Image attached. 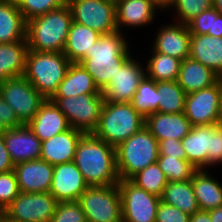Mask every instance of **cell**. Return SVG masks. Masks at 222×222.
Listing matches in <instances>:
<instances>
[{
    "instance_id": "6da1fadb",
    "label": "cell",
    "mask_w": 222,
    "mask_h": 222,
    "mask_svg": "<svg viewBox=\"0 0 222 222\" xmlns=\"http://www.w3.org/2000/svg\"><path fill=\"white\" fill-rule=\"evenodd\" d=\"M73 162L89 187L119 183L116 148L95 137L92 133L84 134L77 143Z\"/></svg>"
},
{
    "instance_id": "7a4b0ae2",
    "label": "cell",
    "mask_w": 222,
    "mask_h": 222,
    "mask_svg": "<svg viewBox=\"0 0 222 222\" xmlns=\"http://www.w3.org/2000/svg\"><path fill=\"white\" fill-rule=\"evenodd\" d=\"M120 31L102 34L93 44L80 64L93 77L95 85L102 91L115 76L117 70L131 56L128 43Z\"/></svg>"
},
{
    "instance_id": "3957f363",
    "label": "cell",
    "mask_w": 222,
    "mask_h": 222,
    "mask_svg": "<svg viewBox=\"0 0 222 222\" xmlns=\"http://www.w3.org/2000/svg\"><path fill=\"white\" fill-rule=\"evenodd\" d=\"M72 12L66 3L62 7L27 21L26 40L28 49L39 52H63Z\"/></svg>"
},
{
    "instance_id": "277c9868",
    "label": "cell",
    "mask_w": 222,
    "mask_h": 222,
    "mask_svg": "<svg viewBox=\"0 0 222 222\" xmlns=\"http://www.w3.org/2000/svg\"><path fill=\"white\" fill-rule=\"evenodd\" d=\"M145 126V119L131 102H104L99 123L92 133L116 148Z\"/></svg>"
},
{
    "instance_id": "5b68a950",
    "label": "cell",
    "mask_w": 222,
    "mask_h": 222,
    "mask_svg": "<svg viewBox=\"0 0 222 222\" xmlns=\"http://www.w3.org/2000/svg\"><path fill=\"white\" fill-rule=\"evenodd\" d=\"M70 64L63 52L28 50L23 76L45 99H51L63 81Z\"/></svg>"
},
{
    "instance_id": "8992f818",
    "label": "cell",
    "mask_w": 222,
    "mask_h": 222,
    "mask_svg": "<svg viewBox=\"0 0 222 222\" xmlns=\"http://www.w3.org/2000/svg\"><path fill=\"white\" fill-rule=\"evenodd\" d=\"M157 139L144 126L116 147V168L120 180H130L139 171L157 161Z\"/></svg>"
},
{
    "instance_id": "52a82bcc",
    "label": "cell",
    "mask_w": 222,
    "mask_h": 222,
    "mask_svg": "<svg viewBox=\"0 0 222 222\" xmlns=\"http://www.w3.org/2000/svg\"><path fill=\"white\" fill-rule=\"evenodd\" d=\"M78 202L87 222H122V200L117 184L90 186Z\"/></svg>"
},
{
    "instance_id": "ba28073f",
    "label": "cell",
    "mask_w": 222,
    "mask_h": 222,
    "mask_svg": "<svg viewBox=\"0 0 222 222\" xmlns=\"http://www.w3.org/2000/svg\"><path fill=\"white\" fill-rule=\"evenodd\" d=\"M51 100L66 116L70 127L85 134L93 133L97 128L105 102L102 94L52 97Z\"/></svg>"
},
{
    "instance_id": "9c48e42d",
    "label": "cell",
    "mask_w": 222,
    "mask_h": 222,
    "mask_svg": "<svg viewBox=\"0 0 222 222\" xmlns=\"http://www.w3.org/2000/svg\"><path fill=\"white\" fill-rule=\"evenodd\" d=\"M2 99L14 110L22 124H28L46 100L22 75L0 83Z\"/></svg>"
},
{
    "instance_id": "30bf717a",
    "label": "cell",
    "mask_w": 222,
    "mask_h": 222,
    "mask_svg": "<svg viewBox=\"0 0 222 222\" xmlns=\"http://www.w3.org/2000/svg\"><path fill=\"white\" fill-rule=\"evenodd\" d=\"M74 22L100 34L117 31L116 2L113 0H67Z\"/></svg>"
},
{
    "instance_id": "8fae6325",
    "label": "cell",
    "mask_w": 222,
    "mask_h": 222,
    "mask_svg": "<svg viewBox=\"0 0 222 222\" xmlns=\"http://www.w3.org/2000/svg\"><path fill=\"white\" fill-rule=\"evenodd\" d=\"M122 200V222H155L160 197L139 188L131 180L117 184Z\"/></svg>"
},
{
    "instance_id": "7c38bea8",
    "label": "cell",
    "mask_w": 222,
    "mask_h": 222,
    "mask_svg": "<svg viewBox=\"0 0 222 222\" xmlns=\"http://www.w3.org/2000/svg\"><path fill=\"white\" fill-rule=\"evenodd\" d=\"M57 204L50 192H20L4 211L14 222H51Z\"/></svg>"
},
{
    "instance_id": "4fadbf2b",
    "label": "cell",
    "mask_w": 222,
    "mask_h": 222,
    "mask_svg": "<svg viewBox=\"0 0 222 222\" xmlns=\"http://www.w3.org/2000/svg\"><path fill=\"white\" fill-rule=\"evenodd\" d=\"M222 78L214 85L186 94L184 114L192 126L218 124Z\"/></svg>"
},
{
    "instance_id": "5bb4252c",
    "label": "cell",
    "mask_w": 222,
    "mask_h": 222,
    "mask_svg": "<svg viewBox=\"0 0 222 222\" xmlns=\"http://www.w3.org/2000/svg\"><path fill=\"white\" fill-rule=\"evenodd\" d=\"M129 57L110 83L101 91L105 102H131L140 81L146 75L142 65Z\"/></svg>"
},
{
    "instance_id": "9a60e30c",
    "label": "cell",
    "mask_w": 222,
    "mask_h": 222,
    "mask_svg": "<svg viewBox=\"0 0 222 222\" xmlns=\"http://www.w3.org/2000/svg\"><path fill=\"white\" fill-rule=\"evenodd\" d=\"M89 187L75 163L53 166V177L49 192L58 202L78 201Z\"/></svg>"
},
{
    "instance_id": "2e32d148",
    "label": "cell",
    "mask_w": 222,
    "mask_h": 222,
    "mask_svg": "<svg viewBox=\"0 0 222 222\" xmlns=\"http://www.w3.org/2000/svg\"><path fill=\"white\" fill-rule=\"evenodd\" d=\"M2 135L14 165L40 159L42 141L28 125L9 128Z\"/></svg>"
},
{
    "instance_id": "e0dca14e",
    "label": "cell",
    "mask_w": 222,
    "mask_h": 222,
    "mask_svg": "<svg viewBox=\"0 0 222 222\" xmlns=\"http://www.w3.org/2000/svg\"><path fill=\"white\" fill-rule=\"evenodd\" d=\"M20 192L38 193L49 192L53 165L45 160H30L14 165Z\"/></svg>"
},
{
    "instance_id": "ac0fdd59",
    "label": "cell",
    "mask_w": 222,
    "mask_h": 222,
    "mask_svg": "<svg viewBox=\"0 0 222 222\" xmlns=\"http://www.w3.org/2000/svg\"><path fill=\"white\" fill-rule=\"evenodd\" d=\"M190 39L187 24H169L158 31L153 50L158 53L176 57L180 60L190 57Z\"/></svg>"
},
{
    "instance_id": "d6986e66",
    "label": "cell",
    "mask_w": 222,
    "mask_h": 222,
    "mask_svg": "<svg viewBox=\"0 0 222 222\" xmlns=\"http://www.w3.org/2000/svg\"><path fill=\"white\" fill-rule=\"evenodd\" d=\"M84 134V132L70 127L68 130L42 141L40 159L53 166L72 162L77 143Z\"/></svg>"
},
{
    "instance_id": "ffe728a7",
    "label": "cell",
    "mask_w": 222,
    "mask_h": 222,
    "mask_svg": "<svg viewBox=\"0 0 222 222\" xmlns=\"http://www.w3.org/2000/svg\"><path fill=\"white\" fill-rule=\"evenodd\" d=\"M219 126V124L192 126L190 132L181 140L187 160L197 170L207 167V156L212 152L213 132Z\"/></svg>"
},
{
    "instance_id": "44dd1931",
    "label": "cell",
    "mask_w": 222,
    "mask_h": 222,
    "mask_svg": "<svg viewBox=\"0 0 222 222\" xmlns=\"http://www.w3.org/2000/svg\"><path fill=\"white\" fill-rule=\"evenodd\" d=\"M145 127L157 141L168 138L181 141L190 132L192 124L183 112L176 114L153 112L145 119Z\"/></svg>"
},
{
    "instance_id": "7402d4cb",
    "label": "cell",
    "mask_w": 222,
    "mask_h": 222,
    "mask_svg": "<svg viewBox=\"0 0 222 222\" xmlns=\"http://www.w3.org/2000/svg\"><path fill=\"white\" fill-rule=\"evenodd\" d=\"M27 125L41 141L50 139L70 128L66 116L51 99L43 102L39 111Z\"/></svg>"
},
{
    "instance_id": "603a6c76",
    "label": "cell",
    "mask_w": 222,
    "mask_h": 222,
    "mask_svg": "<svg viewBox=\"0 0 222 222\" xmlns=\"http://www.w3.org/2000/svg\"><path fill=\"white\" fill-rule=\"evenodd\" d=\"M158 8L159 7L152 0H117V30L122 32V25L126 27L149 25V23L154 21L153 18L155 17Z\"/></svg>"
},
{
    "instance_id": "cb8c5ba5",
    "label": "cell",
    "mask_w": 222,
    "mask_h": 222,
    "mask_svg": "<svg viewBox=\"0 0 222 222\" xmlns=\"http://www.w3.org/2000/svg\"><path fill=\"white\" fill-rule=\"evenodd\" d=\"M220 78L211 68L189 57L181 62L176 81L189 94L214 85Z\"/></svg>"
},
{
    "instance_id": "d4e9b609",
    "label": "cell",
    "mask_w": 222,
    "mask_h": 222,
    "mask_svg": "<svg viewBox=\"0 0 222 222\" xmlns=\"http://www.w3.org/2000/svg\"><path fill=\"white\" fill-rule=\"evenodd\" d=\"M190 58L211 68L222 78V37L191 34Z\"/></svg>"
},
{
    "instance_id": "484cf974",
    "label": "cell",
    "mask_w": 222,
    "mask_h": 222,
    "mask_svg": "<svg viewBox=\"0 0 222 222\" xmlns=\"http://www.w3.org/2000/svg\"><path fill=\"white\" fill-rule=\"evenodd\" d=\"M27 21L15 0L0 2V44L26 40Z\"/></svg>"
},
{
    "instance_id": "4316f807",
    "label": "cell",
    "mask_w": 222,
    "mask_h": 222,
    "mask_svg": "<svg viewBox=\"0 0 222 222\" xmlns=\"http://www.w3.org/2000/svg\"><path fill=\"white\" fill-rule=\"evenodd\" d=\"M81 94H102L93 77L80 63H71L63 81L53 97H70Z\"/></svg>"
},
{
    "instance_id": "83f0119b",
    "label": "cell",
    "mask_w": 222,
    "mask_h": 222,
    "mask_svg": "<svg viewBox=\"0 0 222 222\" xmlns=\"http://www.w3.org/2000/svg\"><path fill=\"white\" fill-rule=\"evenodd\" d=\"M191 183L200 210L210 211L222 207V185L205 169L196 170Z\"/></svg>"
},
{
    "instance_id": "f1b7e54d",
    "label": "cell",
    "mask_w": 222,
    "mask_h": 222,
    "mask_svg": "<svg viewBox=\"0 0 222 222\" xmlns=\"http://www.w3.org/2000/svg\"><path fill=\"white\" fill-rule=\"evenodd\" d=\"M101 35L90 27L72 21L63 53L71 63H80Z\"/></svg>"
},
{
    "instance_id": "f546056e",
    "label": "cell",
    "mask_w": 222,
    "mask_h": 222,
    "mask_svg": "<svg viewBox=\"0 0 222 222\" xmlns=\"http://www.w3.org/2000/svg\"><path fill=\"white\" fill-rule=\"evenodd\" d=\"M28 50L27 40L0 44V83L24 74Z\"/></svg>"
},
{
    "instance_id": "4dcf8cb0",
    "label": "cell",
    "mask_w": 222,
    "mask_h": 222,
    "mask_svg": "<svg viewBox=\"0 0 222 222\" xmlns=\"http://www.w3.org/2000/svg\"><path fill=\"white\" fill-rule=\"evenodd\" d=\"M160 199L161 202L174 206L190 216L200 210L191 180L168 182Z\"/></svg>"
},
{
    "instance_id": "1f68e13d",
    "label": "cell",
    "mask_w": 222,
    "mask_h": 222,
    "mask_svg": "<svg viewBox=\"0 0 222 222\" xmlns=\"http://www.w3.org/2000/svg\"><path fill=\"white\" fill-rule=\"evenodd\" d=\"M151 52L153 53L152 57L148 60L147 68H145L146 76L155 82L176 81L182 60L154 50Z\"/></svg>"
},
{
    "instance_id": "d6a6232c",
    "label": "cell",
    "mask_w": 222,
    "mask_h": 222,
    "mask_svg": "<svg viewBox=\"0 0 222 222\" xmlns=\"http://www.w3.org/2000/svg\"><path fill=\"white\" fill-rule=\"evenodd\" d=\"M157 91L159 113L184 112L186 93L177 81L157 82Z\"/></svg>"
},
{
    "instance_id": "836d02e7",
    "label": "cell",
    "mask_w": 222,
    "mask_h": 222,
    "mask_svg": "<svg viewBox=\"0 0 222 222\" xmlns=\"http://www.w3.org/2000/svg\"><path fill=\"white\" fill-rule=\"evenodd\" d=\"M131 103L144 119L153 112H158L157 82L145 75L140 81Z\"/></svg>"
},
{
    "instance_id": "e575fe53",
    "label": "cell",
    "mask_w": 222,
    "mask_h": 222,
    "mask_svg": "<svg viewBox=\"0 0 222 222\" xmlns=\"http://www.w3.org/2000/svg\"><path fill=\"white\" fill-rule=\"evenodd\" d=\"M130 180L139 188L158 197L162 196L163 190L168 183L165 174L160 170L157 162L139 171Z\"/></svg>"
},
{
    "instance_id": "d590c367",
    "label": "cell",
    "mask_w": 222,
    "mask_h": 222,
    "mask_svg": "<svg viewBox=\"0 0 222 222\" xmlns=\"http://www.w3.org/2000/svg\"><path fill=\"white\" fill-rule=\"evenodd\" d=\"M156 162L168 182L191 180L192 174L197 170L187 159L167 155H159Z\"/></svg>"
},
{
    "instance_id": "8d00e7d4",
    "label": "cell",
    "mask_w": 222,
    "mask_h": 222,
    "mask_svg": "<svg viewBox=\"0 0 222 222\" xmlns=\"http://www.w3.org/2000/svg\"><path fill=\"white\" fill-rule=\"evenodd\" d=\"M16 5L26 21L58 9L67 3V0H15Z\"/></svg>"
},
{
    "instance_id": "74e56055",
    "label": "cell",
    "mask_w": 222,
    "mask_h": 222,
    "mask_svg": "<svg viewBox=\"0 0 222 222\" xmlns=\"http://www.w3.org/2000/svg\"><path fill=\"white\" fill-rule=\"evenodd\" d=\"M171 7L176 8L178 23L187 24L203 11L213 7V0H175Z\"/></svg>"
},
{
    "instance_id": "f35d334b",
    "label": "cell",
    "mask_w": 222,
    "mask_h": 222,
    "mask_svg": "<svg viewBox=\"0 0 222 222\" xmlns=\"http://www.w3.org/2000/svg\"><path fill=\"white\" fill-rule=\"evenodd\" d=\"M51 222H87L78 201L58 202Z\"/></svg>"
},
{
    "instance_id": "ab89813d",
    "label": "cell",
    "mask_w": 222,
    "mask_h": 222,
    "mask_svg": "<svg viewBox=\"0 0 222 222\" xmlns=\"http://www.w3.org/2000/svg\"><path fill=\"white\" fill-rule=\"evenodd\" d=\"M20 194L14 170L0 173V210H5Z\"/></svg>"
},
{
    "instance_id": "60d3db41",
    "label": "cell",
    "mask_w": 222,
    "mask_h": 222,
    "mask_svg": "<svg viewBox=\"0 0 222 222\" xmlns=\"http://www.w3.org/2000/svg\"><path fill=\"white\" fill-rule=\"evenodd\" d=\"M213 7L203 11L187 23L189 32L195 35L208 34L212 32Z\"/></svg>"
},
{
    "instance_id": "b9f144b4",
    "label": "cell",
    "mask_w": 222,
    "mask_h": 222,
    "mask_svg": "<svg viewBox=\"0 0 222 222\" xmlns=\"http://www.w3.org/2000/svg\"><path fill=\"white\" fill-rule=\"evenodd\" d=\"M190 215L180 209L160 202L155 222H189Z\"/></svg>"
},
{
    "instance_id": "7bdbcfd3",
    "label": "cell",
    "mask_w": 222,
    "mask_h": 222,
    "mask_svg": "<svg viewBox=\"0 0 222 222\" xmlns=\"http://www.w3.org/2000/svg\"><path fill=\"white\" fill-rule=\"evenodd\" d=\"M14 110L6 103L0 94V134H3L9 128L22 126Z\"/></svg>"
},
{
    "instance_id": "ee69618b",
    "label": "cell",
    "mask_w": 222,
    "mask_h": 222,
    "mask_svg": "<svg viewBox=\"0 0 222 222\" xmlns=\"http://www.w3.org/2000/svg\"><path fill=\"white\" fill-rule=\"evenodd\" d=\"M159 155H167L170 157H176L178 159H187L185 150L183 149L180 140L174 138H168L162 141H158Z\"/></svg>"
},
{
    "instance_id": "f6af8a7d",
    "label": "cell",
    "mask_w": 222,
    "mask_h": 222,
    "mask_svg": "<svg viewBox=\"0 0 222 222\" xmlns=\"http://www.w3.org/2000/svg\"><path fill=\"white\" fill-rule=\"evenodd\" d=\"M222 164V127L219 126L213 132L212 152L207 156V167Z\"/></svg>"
},
{
    "instance_id": "bcb514c9",
    "label": "cell",
    "mask_w": 222,
    "mask_h": 222,
    "mask_svg": "<svg viewBox=\"0 0 222 222\" xmlns=\"http://www.w3.org/2000/svg\"><path fill=\"white\" fill-rule=\"evenodd\" d=\"M12 170H14V164L7 151L3 135L0 134V173H7Z\"/></svg>"
},
{
    "instance_id": "7dc6e473",
    "label": "cell",
    "mask_w": 222,
    "mask_h": 222,
    "mask_svg": "<svg viewBox=\"0 0 222 222\" xmlns=\"http://www.w3.org/2000/svg\"><path fill=\"white\" fill-rule=\"evenodd\" d=\"M207 35L214 37H222V15L214 7L212 32H208Z\"/></svg>"
},
{
    "instance_id": "c3c4849f",
    "label": "cell",
    "mask_w": 222,
    "mask_h": 222,
    "mask_svg": "<svg viewBox=\"0 0 222 222\" xmlns=\"http://www.w3.org/2000/svg\"><path fill=\"white\" fill-rule=\"evenodd\" d=\"M189 222H212L210 212L199 210L190 216Z\"/></svg>"
},
{
    "instance_id": "681fc988",
    "label": "cell",
    "mask_w": 222,
    "mask_h": 222,
    "mask_svg": "<svg viewBox=\"0 0 222 222\" xmlns=\"http://www.w3.org/2000/svg\"><path fill=\"white\" fill-rule=\"evenodd\" d=\"M209 212L212 222H222V207H217Z\"/></svg>"
},
{
    "instance_id": "f907efd6",
    "label": "cell",
    "mask_w": 222,
    "mask_h": 222,
    "mask_svg": "<svg viewBox=\"0 0 222 222\" xmlns=\"http://www.w3.org/2000/svg\"><path fill=\"white\" fill-rule=\"evenodd\" d=\"M161 10L171 7L175 0H152Z\"/></svg>"
},
{
    "instance_id": "816d5d0a",
    "label": "cell",
    "mask_w": 222,
    "mask_h": 222,
    "mask_svg": "<svg viewBox=\"0 0 222 222\" xmlns=\"http://www.w3.org/2000/svg\"><path fill=\"white\" fill-rule=\"evenodd\" d=\"M213 7L222 15V0H213Z\"/></svg>"
},
{
    "instance_id": "f5cc1de1",
    "label": "cell",
    "mask_w": 222,
    "mask_h": 222,
    "mask_svg": "<svg viewBox=\"0 0 222 222\" xmlns=\"http://www.w3.org/2000/svg\"><path fill=\"white\" fill-rule=\"evenodd\" d=\"M218 124L222 127V93H221V96H220Z\"/></svg>"
},
{
    "instance_id": "db71d44e",
    "label": "cell",
    "mask_w": 222,
    "mask_h": 222,
    "mask_svg": "<svg viewBox=\"0 0 222 222\" xmlns=\"http://www.w3.org/2000/svg\"><path fill=\"white\" fill-rule=\"evenodd\" d=\"M5 216V211L0 210V222H3V217Z\"/></svg>"
},
{
    "instance_id": "11a10c76",
    "label": "cell",
    "mask_w": 222,
    "mask_h": 222,
    "mask_svg": "<svg viewBox=\"0 0 222 222\" xmlns=\"http://www.w3.org/2000/svg\"><path fill=\"white\" fill-rule=\"evenodd\" d=\"M3 222H14L11 221L8 217H6V215L3 217Z\"/></svg>"
}]
</instances>
